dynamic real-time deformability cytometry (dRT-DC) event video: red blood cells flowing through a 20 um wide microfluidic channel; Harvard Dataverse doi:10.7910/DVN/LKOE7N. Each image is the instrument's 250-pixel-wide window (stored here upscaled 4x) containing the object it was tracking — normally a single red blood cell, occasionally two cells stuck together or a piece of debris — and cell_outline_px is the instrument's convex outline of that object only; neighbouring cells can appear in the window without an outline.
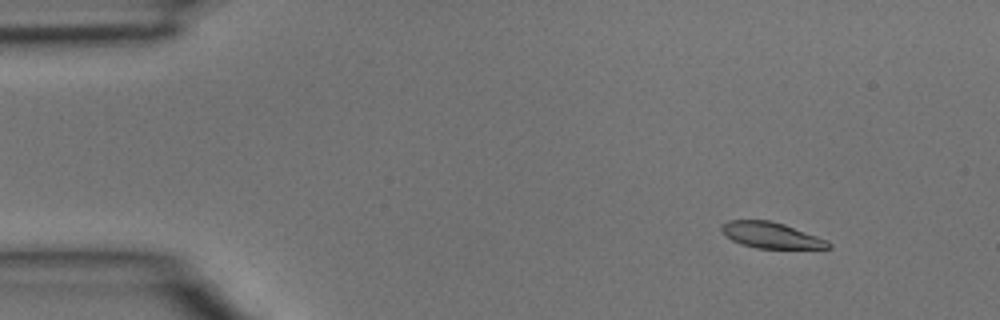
{"species": "common noctule bat (a hibernating species)", "species_latin": "Nyctalus noctula", "temperature_condition": "room temperature", "stored_images_in_passage": 4, "segment_of_instrument_passage": [1, 2], "camera_frame_rate_fps": 3000, "um_per_image_px": 0.085, "animal": {"sex": "male", "body_mass_g": 15.6}, "frame": {"image": 1, "passage_image": 1, "time_ms": 0.0, "image_size_px": [1000, 320], "cell_outline_px": [[832, 248], [756, 248], [740, 244], [732, 240], [720, 228], [720, 224], [728, 220], [768, 220], [784, 224], [828, 240], [832, 244]], "centroid_in_image_um": [65.54, 19.99], "position_along_channel_um": 19.5, "area_um2": 16.07}}